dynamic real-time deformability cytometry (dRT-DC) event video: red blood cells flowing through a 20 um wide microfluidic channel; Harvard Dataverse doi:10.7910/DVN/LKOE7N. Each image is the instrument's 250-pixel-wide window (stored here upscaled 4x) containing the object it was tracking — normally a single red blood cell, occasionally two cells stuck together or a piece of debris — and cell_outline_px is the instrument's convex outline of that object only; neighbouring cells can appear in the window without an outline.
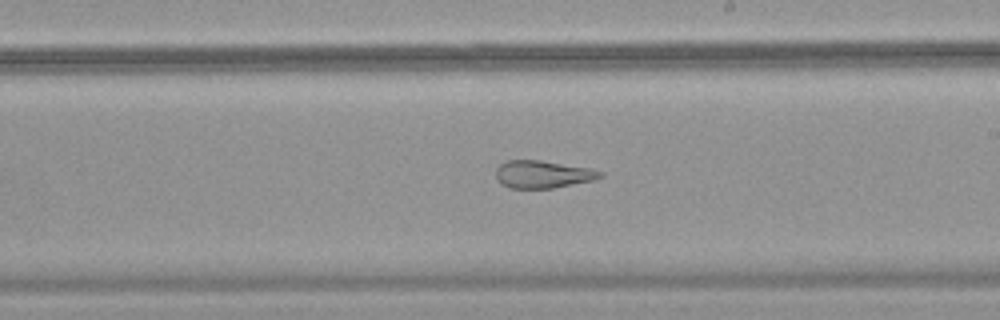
{"species": "common noctule bat (a hibernating species)", "species_latin": "Nyctalus noctula", "temperature_condition": "warm", "stored_images_in_passage": 31, "camera_frame_rate_fps": 3000, "um_per_image_px": 0.085, "animal": {"sex": "female", "body_mass_g": 18.4}, "frame": {"image": 1, "passage_image": 18, "time_ms": 5.667, "image_size_px": [1000, 320], "cell_outline_px": [[604, 176], [592, 180], [552, 188], [508, 188], [500, 184], [496, 176], [496, 168], [500, 164], [508, 160], [540, 160], [588, 168], [604, 172]], "centroid_in_image_um": [46.1, 14.81], "position_along_channel_um": 242.9, "area_um2": 16.65}}
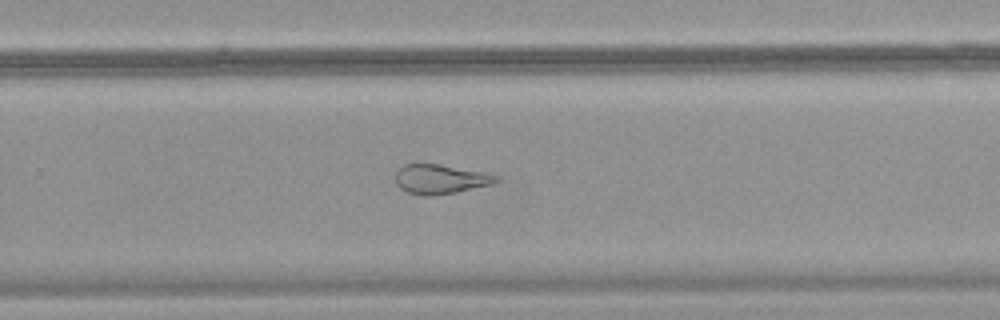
{"frame": {"image": 2, "passage_image": 22, "time_ms": 7.0, "image_size_px": [1000, 320], "cell_outline_px": [[500, 180], [492, 184], [456, 192], [432, 196], [420, 196], [408, 192], [400, 188], [396, 184], [396, 172], [404, 164], [436, 164], [484, 172], [500, 176]], "centroid_in_image_um": [37.43, 15.24], "position_along_channel_um": 292.4, "area_um2": 17.22}}